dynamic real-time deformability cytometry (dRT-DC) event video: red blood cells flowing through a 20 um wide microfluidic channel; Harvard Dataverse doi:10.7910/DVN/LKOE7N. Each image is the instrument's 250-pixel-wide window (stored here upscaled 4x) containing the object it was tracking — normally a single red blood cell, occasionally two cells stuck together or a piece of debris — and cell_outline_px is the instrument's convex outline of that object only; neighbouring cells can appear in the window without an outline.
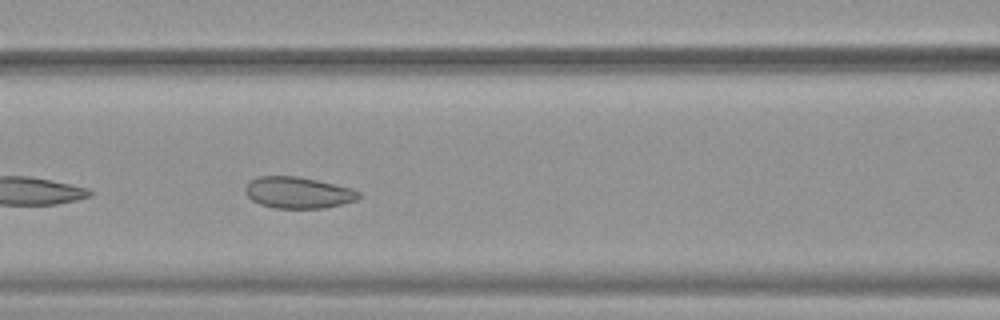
{"species": "common noctule bat (a hibernating species)", "species_latin": "Nyctalus noctula", "temperature_condition": "warm", "stored_images_in_passage": 20, "camera_frame_rate_fps": 3000, "um_per_image_px": 0.085, "animal": {"sex": "female", "body_mass_g": 19.9}, "frame": {"image": 1, "passage_image": 13, "time_ms": 4.0, "image_size_px": [1000, 320], "cell_outline_px": [[360, 196], [356, 200], [324, 208], [276, 208], [260, 204], [252, 200], [248, 196], [244, 188], [252, 180], [260, 176], [296, 176], [316, 180], [352, 188], [360, 192]], "centroid_in_image_um": [25.34, 16.37], "position_along_channel_um": 141.3, "area_um2": 20.52}}
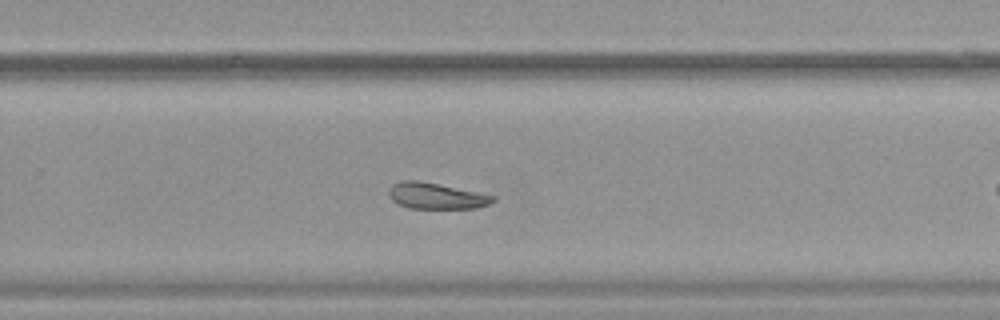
{"frame": {"image": 2, "passage_image": 19, "time_ms": 6.0, "image_size_px": [1000, 320], "cell_outline_px": [[496, 200], [488, 204], [476, 208], [408, 208], [392, 200], [388, 196], [388, 188], [392, 184], [400, 180], [420, 180], [496, 196]], "centroid_in_image_um": [37.03, 16.64], "position_along_channel_um": 292.8, "area_um2": 15.9}}